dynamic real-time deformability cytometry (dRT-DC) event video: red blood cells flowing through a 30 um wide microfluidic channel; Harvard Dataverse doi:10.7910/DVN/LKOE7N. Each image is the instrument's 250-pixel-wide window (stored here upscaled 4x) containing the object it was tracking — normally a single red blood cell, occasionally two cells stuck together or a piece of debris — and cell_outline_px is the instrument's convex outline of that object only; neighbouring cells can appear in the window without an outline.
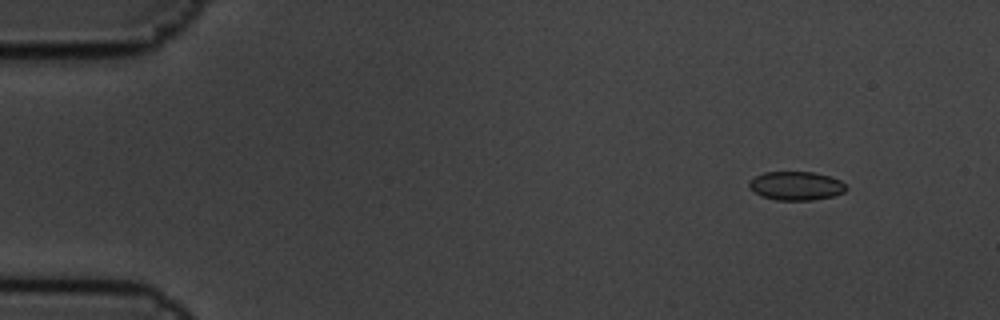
{"species": "common noctule bat (a hibernating species)", "species_latin": "Nyctalus noctula", "temperature_condition": "cold", "stored_images_in_passage": 6, "camera_frame_rate_fps": 3000, "um_per_image_px": 0.085, "animal": {"sex": "male", "body_mass_g": 19.5, "forearm_length_mm": 54.6}, "frame": {"image": 1, "passage_image": 2, "time_ms": 0.333, "image_size_px": [1000, 320], "cell_outline_px": [[848, 188], [844, 192], [832, 196], [812, 200], [776, 200], [760, 196], [748, 184], [756, 176], [764, 172], [812, 172], [828, 176], [840, 180]], "centroid_in_image_um": [67.69, 15.8], "position_along_channel_um": 17.3, "area_um2": 16.01}}
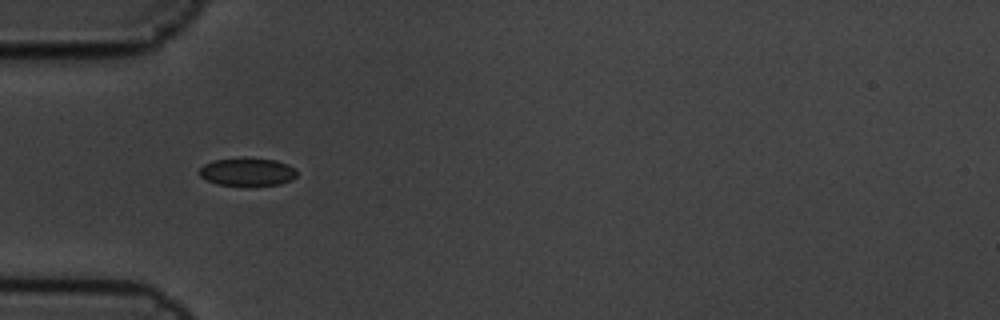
{"frame": {"image": 2, "passage_image": 5, "time_ms": 1.333, "image_size_px": [1000, 320], "cell_outline_px": [[296, 176], [292, 180], [280, 184], [216, 184], [200, 176], [200, 168], [204, 164], [216, 160], [244, 156], [276, 160], [288, 164], [296, 172]], "centroid_in_image_um": [21.03, 14.56], "position_along_channel_um": 64.0, "area_um2": 15.72}}
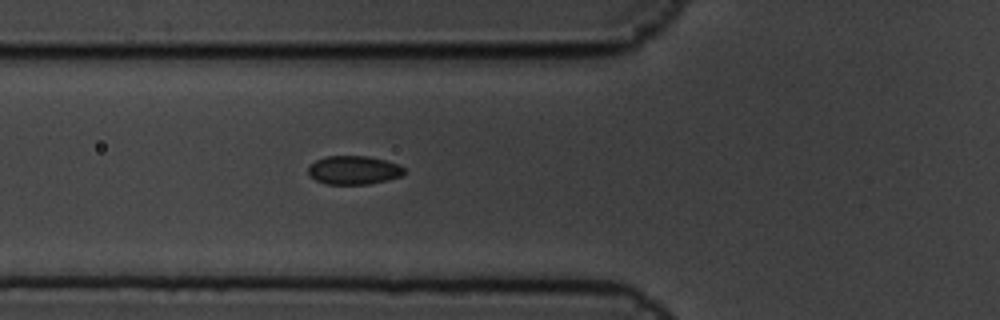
{"frame": {"image": 3, "passage_image": 6, "time_ms": 1.667, "image_size_px": [1000, 320], "cell_outline_px": [[404, 172], [400, 176], [388, 180], [368, 184], [324, 184], [308, 176], [308, 168], [316, 160], [324, 156], [368, 156], [384, 160], [396, 164], [404, 168]], "centroid_in_image_um": [30.02, 14.46], "position_along_channel_um": 95.8, "area_um2": 15.95}}